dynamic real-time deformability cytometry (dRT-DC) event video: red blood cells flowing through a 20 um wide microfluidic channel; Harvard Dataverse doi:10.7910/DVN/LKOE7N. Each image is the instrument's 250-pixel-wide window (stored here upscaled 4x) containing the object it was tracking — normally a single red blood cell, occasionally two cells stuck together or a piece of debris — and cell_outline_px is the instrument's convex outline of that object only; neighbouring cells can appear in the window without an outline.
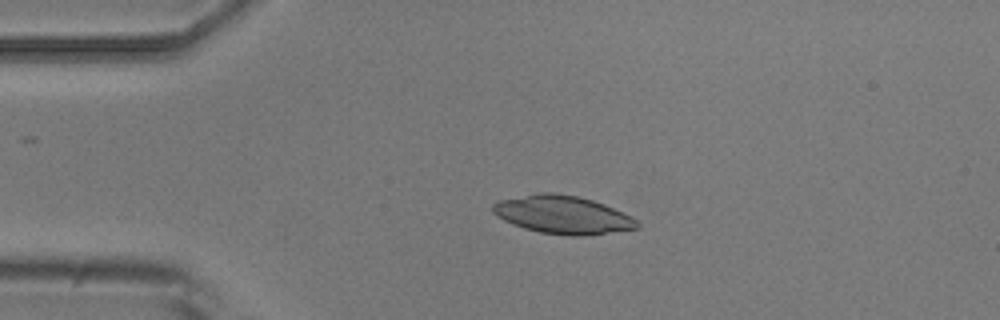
{"species": "common noctule bat (a hibernating species)", "species_latin": "Nyctalus noctula", "temperature_condition": "room temperature", "stored_images_in_passage": 4, "camera_frame_rate_fps": 3000, "um_per_image_px": 0.085, "animal": {"sex": "male", "body_mass_g": 20.5, "forearm_length_mm": 52.5}, "frame": {"image": 1, "passage_image": 3, "time_ms": 3.333, "image_size_px": [1000, 320], "cell_outline_px": [[640, 228], [580, 236], [572, 236], [540, 232], [524, 228], [504, 220], [496, 216], [492, 212], [492, 204], [500, 200], [536, 192], [552, 192], [576, 196], [592, 200], [604, 204], [636, 220], [640, 224]], "centroid_in_image_um": [47.78, 18.24], "position_along_channel_um": 37.2, "area_um2": 31.73}}